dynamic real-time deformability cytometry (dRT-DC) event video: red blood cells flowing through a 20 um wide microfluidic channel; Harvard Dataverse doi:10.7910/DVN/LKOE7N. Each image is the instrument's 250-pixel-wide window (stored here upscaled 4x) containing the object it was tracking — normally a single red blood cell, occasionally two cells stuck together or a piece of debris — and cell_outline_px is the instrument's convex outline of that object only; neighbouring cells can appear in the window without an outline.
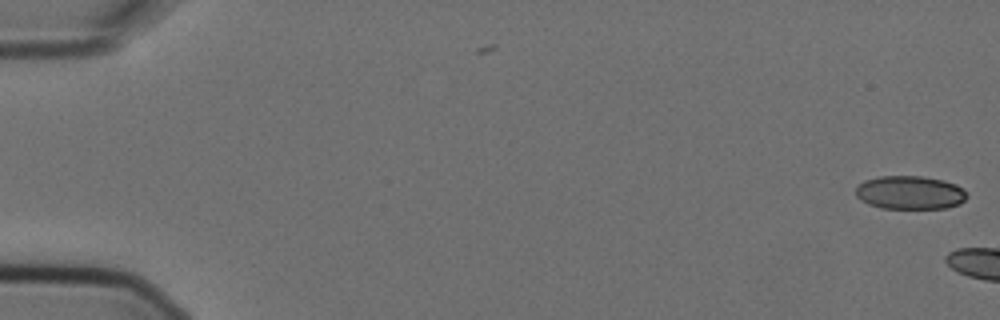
{"species": "Egyptian fruit bat (a non-hibernating species)", "species_latin": "Rousettus aegyptiacus", "temperature_condition": "cold", "stored_images_in_passage": 3, "camera_frame_rate_fps": 3000, "um_per_image_px": 0.085, "animal": {"sex": "female"}, "frame": {"image": 1, "passage_image": 1, "time_ms": 0.0, "image_size_px": [1000, 320], "cell_outline_px": [[968, 196], [960, 204], [944, 208], [880, 208], [868, 204], [860, 200], [856, 196], [856, 188], [864, 180], [880, 176], [920, 176], [944, 180], [956, 184]], "centroid_in_image_um": [77.32, 16.37], "position_along_channel_um": 7.7, "area_um2": 21.62}}